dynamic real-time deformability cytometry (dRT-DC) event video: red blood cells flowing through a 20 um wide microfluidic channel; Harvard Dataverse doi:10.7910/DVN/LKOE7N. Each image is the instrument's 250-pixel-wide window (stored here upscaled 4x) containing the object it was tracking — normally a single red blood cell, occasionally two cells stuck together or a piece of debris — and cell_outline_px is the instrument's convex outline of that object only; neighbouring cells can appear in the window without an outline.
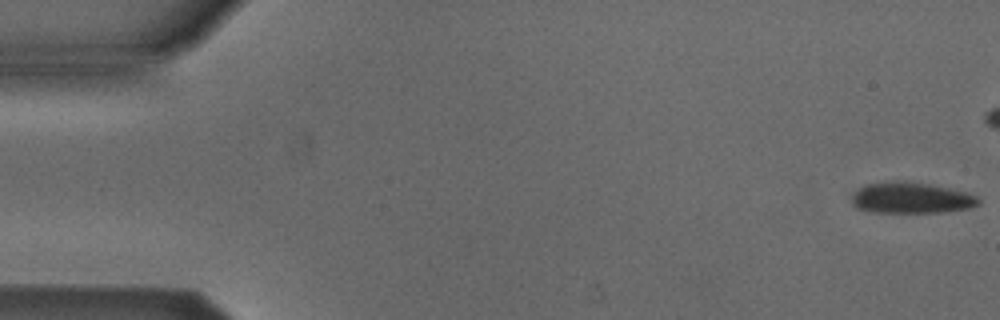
{"species": "Egyptian fruit bat (a non-hibernating species)", "species_latin": "Rousettus aegyptiacus", "temperature_condition": "cold", "stored_images_in_passage": 8, "camera_frame_rate_fps": 3000, "um_per_image_px": 0.085, "animal": {"sex": "male"}, "frame": {"image": 1, "passage_image": 1, "time_ms": 0.0, "image_size_px": [1000, 320], "cell_outline_px": [[980, 204], [968, 208], [940, 212], [872, 212], [856, 208], [852, 204], [852, 192], [864, 184], [900, 180], [904, 180], [928, 184], [948, 188], [964, 192], [976, 196], [980, 200]], "centroid_in_image_um": [77.38, 16.81], "position_along_channel_um": 7.6, "area_um2": 22.95}}